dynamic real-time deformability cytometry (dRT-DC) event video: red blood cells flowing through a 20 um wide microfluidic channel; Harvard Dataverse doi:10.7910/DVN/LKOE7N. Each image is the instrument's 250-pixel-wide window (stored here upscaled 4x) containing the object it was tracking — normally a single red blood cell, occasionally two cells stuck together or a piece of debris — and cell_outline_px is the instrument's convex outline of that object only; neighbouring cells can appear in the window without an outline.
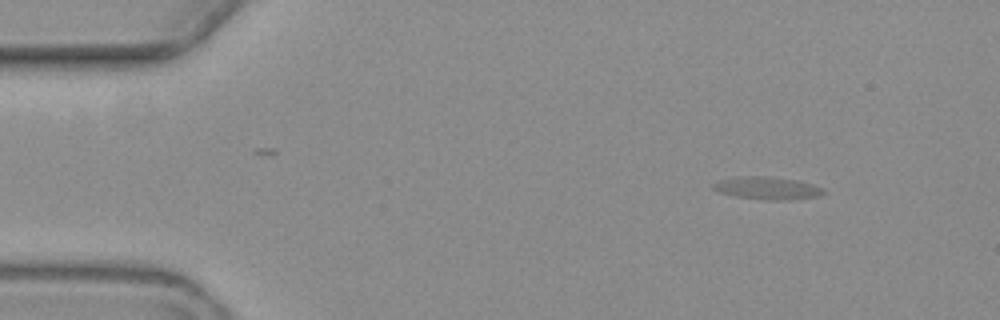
{"species": "common noctule bat (a hibernating species)", "species_latin": "Nyctalus noctula", "temperature_condition": "warm", "stored_images_in_passage": 5, "camera_frame_rate_fps": 3000, "um_per_image_px": 0.085, "animal": {"sex": "female", "body_mass_g": 19.3, "forearm_length_mm": 54.1}, "frame": {"image": 1, "passage_image": 1, "time_ms": 0.0, "image_size_px": [1000, 320], "cell_outline_px": [[828, 192], [820, 196], [792, 200], [764, 200], [736, 196], [720, 192], [712, 188], [712, 184], [716, 180], [736, 176], [768, 176], [800, 180], [812, 184]], "centroid_in_image_um": [65.22, 15.98], "position_along_channel_um": 19.8, "area_um2": 14.85}}
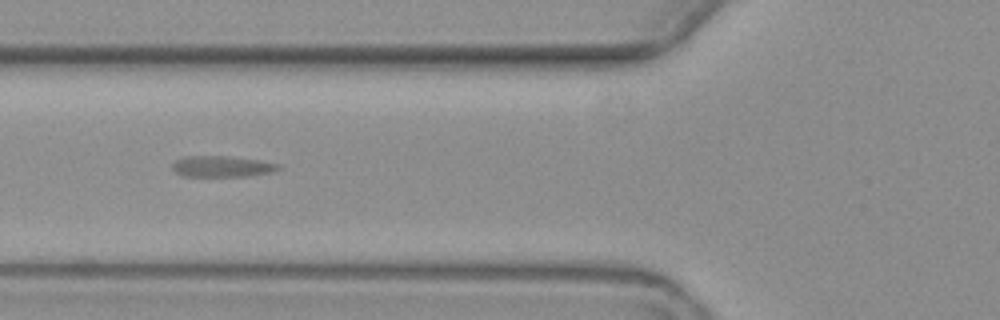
{"frame": {"image": 2, "passage_image": 5, "time_ms": 5.0, "image_size_px": [1000, 320], "cell_outline_px": [[280, 168], [272, 172], [248, 176], [180, 176], [172, 168], [172, 164], [176, 160], [184, 156], [224, 156], [260, 160], [280, 164]], "centroid_in_image_um": [18.85, 14.15], "position_along_channel_um": 106.9, "area_um2": 13.01}}